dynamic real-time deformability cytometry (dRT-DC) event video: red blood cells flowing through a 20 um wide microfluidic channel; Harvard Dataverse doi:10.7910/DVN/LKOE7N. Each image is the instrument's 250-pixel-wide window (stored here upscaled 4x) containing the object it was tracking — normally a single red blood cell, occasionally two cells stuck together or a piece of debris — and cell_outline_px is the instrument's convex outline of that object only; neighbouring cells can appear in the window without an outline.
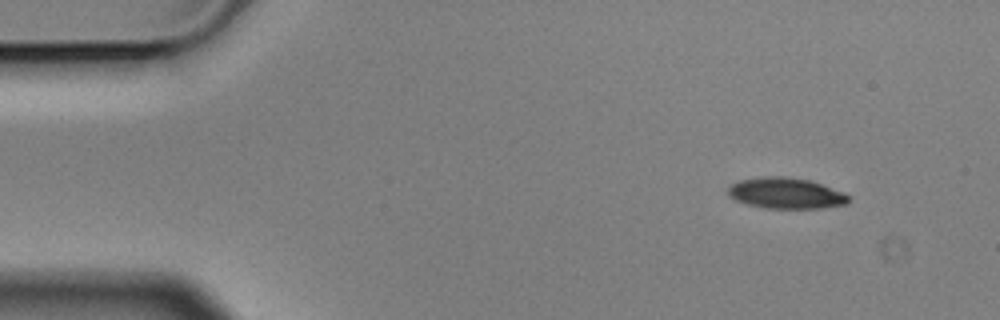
{"species": "Egyptian fruit bat (a non-hibernating species)", "species_latin": "Rousettus aegyptiacus", "temperature_condition": "cold", "stored_images_in_passage": 3, "camera_frame_rate_fps": 3000, "um_per_image_px": 0.085, "animal": {"sex": "male"}, "frame": {"image": 1, "passage_image": 1, "time_ms": 0.0, "image_size_px": [1000, 320], "cell_outline_px": [[852, 196], [848, 204], [824, 208], [768, 208], [748, 204], [736, 200], [728, 192], [728, 188], [732, 184], [740, 180], [764, 176], [784, 176], [812, 180], [844, 192]], "centroid_in_image_um": [66.9, 16.42], "position_along_channel_um": 18.1, "area_um2": 21.85}}
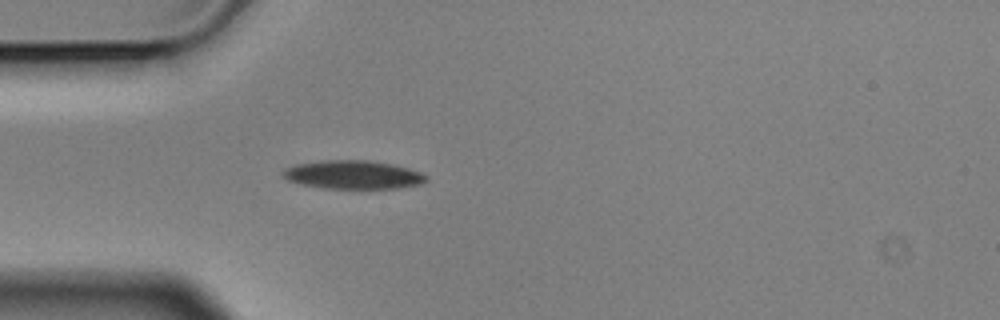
{"frame": {"image": 2, "passage_image": 3, "time_ms": 0.667, "image_size_px": [1000, 320], "cell_outline_px": [[428, 180], [420, 184], [396, 188], [324, 188], [304, 184], [288, 180], [280, 172], [284, 168], [296, 164], [320, 160], [364, 160], [392, 164], [408, 168], [420, 172], [428, 176]], "centroid_in_image_um": [30.0, 14.84], "position_along_channel_um": 55.0, "area_um2": 23.64}}